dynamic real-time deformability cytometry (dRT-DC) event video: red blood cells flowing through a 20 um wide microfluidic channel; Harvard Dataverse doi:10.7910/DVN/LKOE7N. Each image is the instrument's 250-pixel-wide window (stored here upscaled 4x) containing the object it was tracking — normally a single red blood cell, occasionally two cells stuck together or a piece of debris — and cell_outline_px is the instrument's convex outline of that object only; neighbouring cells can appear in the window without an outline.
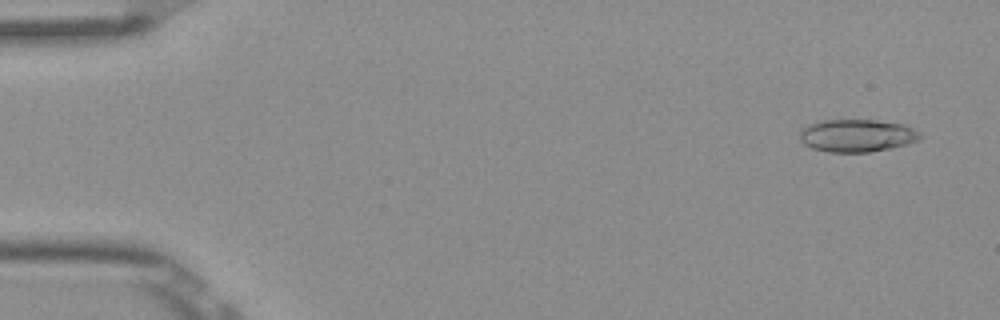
{"species": "Egyptian fruit bat (a non-hibernating species)", "species_latin": "Rousettus aegyptiacus", "temperature_condition": "room temperature", "stored_images_in_passage": 5, "camera_frame_rate_fps": 3000, "um_per_image_px": 0.085, "frame": {"image": 1, "passage_image": 1, "time_ms": 0.0, "image_size_px": [1000, 320], "cell_outline_px": [[920, 140], [892, 148], [872, 152], [828, 152], [812, 148], [804, 144], [800, 140], [800, 128], [808, 124], [820, 120], [872, 120], [904, 124], [920, 132]], "centroid_in_image_um": [72.81, 11.52], "position_along_channel_um": 12.2, "area_um2": 23.06}}
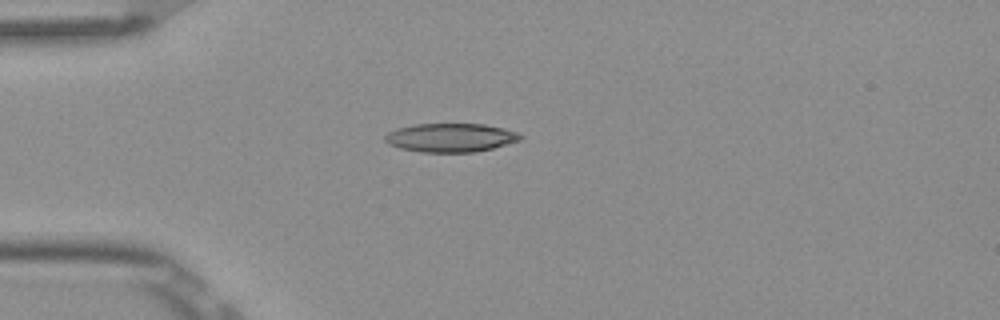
{"frame": {"image": 2, "passage_image": 4, "time_ms": 1.0, "image_size_px": [1000, 320], "cell_outline_px": [[524, 136], [520, 140], [492, 148], [476, 152], [420, 152], [400, 148], [388, 144], [384, 140], [384, 136], [388, 132], [396, 128], [416, 124], [484, 124], [504, 128], [516, 132]], "centroid_in_image_um": [38.28, 11.7], "position_along_channel_um": 46.7, "area_um2": 22.66}}